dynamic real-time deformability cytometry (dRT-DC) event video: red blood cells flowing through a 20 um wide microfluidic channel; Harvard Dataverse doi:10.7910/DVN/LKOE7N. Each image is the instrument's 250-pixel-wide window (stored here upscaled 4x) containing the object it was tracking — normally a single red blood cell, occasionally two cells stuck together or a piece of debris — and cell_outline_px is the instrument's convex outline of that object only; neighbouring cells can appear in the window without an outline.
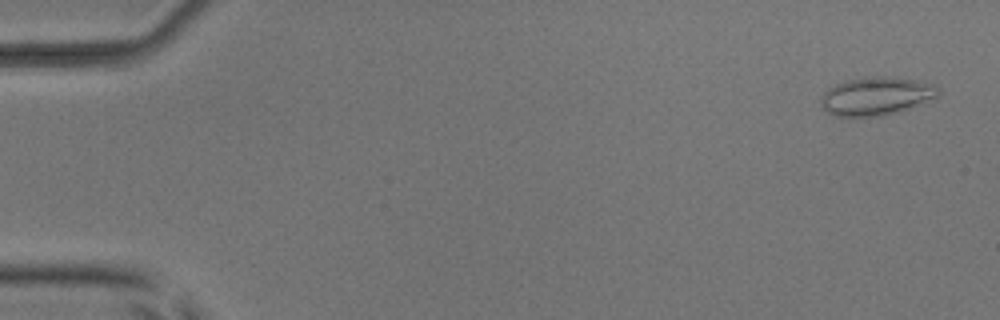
{"species": "common noctule bat (a hibernating species)", "species_latin": "Nyctalus noctula", "temperature_condition": "room temperature", "stored_images_in_passage": 4, "camera_frame_rate_fps": 3000, "um_per_image_px": 0.085, "animal": {"sex": "male", "body_mass_g": 17.9, "forearm_length_mm": 54.2}, "frame": {"image": 1, "passage_image": 1, "time_ms": 0.0, "image_size_px": [1000, 320], "cell_outline_px": [[940, 96], [908, 108], [876, 116], [836, 116], [828, 112], [820, 104], [820, 100], [824, 92], [828, 88], [836, 84], [848, 80], [876, 76], [896, 76], [932, 84], [940, 92]], "centroid_in_image_um": [74.46, 8.15], "position_along_channel_um": 10.5, "area_um2": 25.72}}